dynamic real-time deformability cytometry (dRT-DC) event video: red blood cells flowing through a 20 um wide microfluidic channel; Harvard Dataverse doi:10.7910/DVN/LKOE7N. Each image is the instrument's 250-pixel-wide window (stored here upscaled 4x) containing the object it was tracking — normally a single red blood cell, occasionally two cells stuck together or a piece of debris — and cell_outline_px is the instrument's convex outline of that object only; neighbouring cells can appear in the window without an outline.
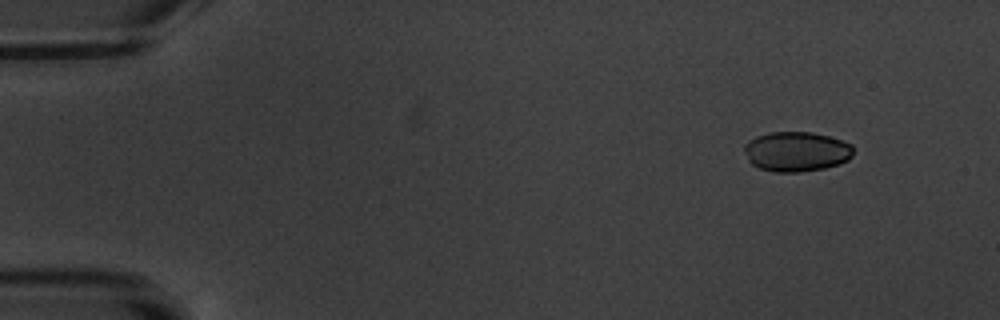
{"species": "common noctule bat (a hibernating species)", "species_latin": "Nyctalus noctula", "temperature_condition": "warm", "stored_images_in_passage": 7, "segment_of_instrument_passage": [2, 2], "camera_frame_rate_fps": 3000, "um_per_image_px": 0.085, "animal": {"sex": "male", "body_mass_g": 20.1, "forearm_length_mm": 53.5}, "frame": {"image": 1, "passage_image": 7, "time_ms": 7.0, "image_size_px": [1000, 320], "cell_outline_px": [[852, 156], [848, 160], [840, 164], [824, 168], [800, 172], [776, 172], [760, 168], [752, 164], [748, 160], [744, 152], [744, 144], [748, 140], [756, 136], [772, 132], [812, 132], [828, 136], [852, 144]], "centroid_in_image_um": [67.68, 12.88], "position_along_channel_um": 17.3, "area_um2": 25.37}}